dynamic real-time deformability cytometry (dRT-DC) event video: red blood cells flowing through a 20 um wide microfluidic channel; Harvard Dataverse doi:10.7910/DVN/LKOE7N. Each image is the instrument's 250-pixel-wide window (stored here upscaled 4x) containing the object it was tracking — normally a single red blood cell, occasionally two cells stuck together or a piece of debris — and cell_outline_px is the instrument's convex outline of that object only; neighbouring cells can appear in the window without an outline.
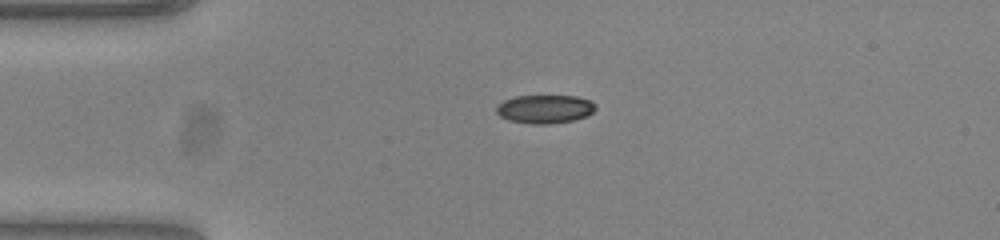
{"species": "common noctule bat (a hibernating species)", "species_latin": "Nyctalus noctula", "temperature_condition": "warm", "stored_images_in_passage": 42, "camera_frame_rate_fps": 3000, "um_per_image_px": 0.085, "animal": {"sex": "female", "body_mass_g": 23.0, "forearm_length_mm": 53.4}, "frame": {"image": 1, "passage_image": 1, "time_ms": 0.0, "image_size_px": [1000, 240], "cell_outline_px": [[596, 108], [588, 116], [572, 120], [548, 124], [532, 124], [508, 120], [500, 116], [496, 112], [496, 104], [504, 100], [516, 96], [576, 96], [588, 100], [596, 104]], "centroid_in_image_um": [46.29, 9.27], "position_along_channel_um": 38.7, "area_um2": 16.47}}
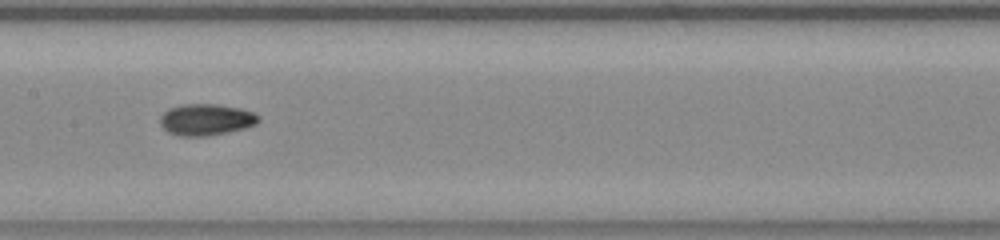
{"frame": {"image": 2, "passage_image": 15, "time_ms": 4.667, "image_size_px": [1000, 240], "cell_outline_px": [[260, 120], [256, 124], [244, 128], [208, 136], [184, 136], [168, 132], [160, 124], [160, 116], [168, 108], [184, 104], [216, 104], [240, 108], [252, 112], [260, 116]], "centroid_in_image_um": [17.52, 10.16], "position_along_channel_um": 189.9, "area_um2": 17.98}}
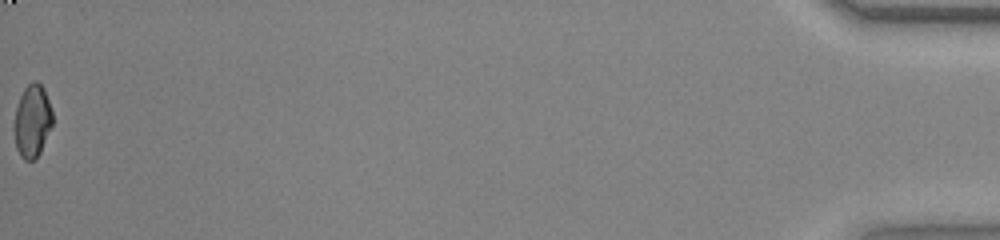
{"frame": {"image": 3, "passage_image": 42, "time_ms": 13.667, "image_size_px": [1000, 240], "cell_outline_px": [[52, 124], [40, 152], [36, 160], [24, 160], [20, 156], [16, 148], [12, 128], [16, 108], [20, 96], [24, 88], [32, 80], [36, 80], [44, 88], [52, 112]], "centroid_in_image_um": [2.71, 10.29], "position_along_channel_um": 432.5, "area_um2": 16.47}, "authors_computed_cell_mechanics": {"area_um2": 16.9643, "velocity_mm_per_s": 3.8755, "shape_relaxation_time_tau1_ms": null, "shape_relaxation_time_tau2_ms": 3.4381, "deformation_change_tau1": null, "deformation_change_tau2": 0.0655}}